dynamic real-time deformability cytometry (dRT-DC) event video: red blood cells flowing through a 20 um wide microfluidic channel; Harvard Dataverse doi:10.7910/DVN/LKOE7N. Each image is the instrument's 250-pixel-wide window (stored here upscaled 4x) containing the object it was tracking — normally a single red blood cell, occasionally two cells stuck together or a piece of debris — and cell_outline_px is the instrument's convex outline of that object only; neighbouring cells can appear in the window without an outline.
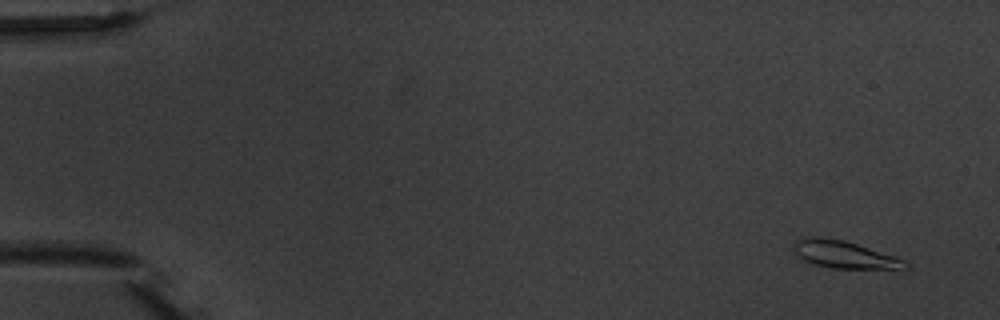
{"species": "common noctule bat (a hibernating species)", "species_latin": "Nyctalus noctula", "temperature_condition": "warm", "stored_images_in_passage": 4, "camera_frame_rate_fps": 3000, "um_per_image_px": 0.085, "animal": {"sex": "male", "body_mass_g": 20.1, "forearm_length_mm": 53.5}, "frame": {"image": 1, "passage_image": 1, "time_ms": 0.0, "image_size_px": [1000, 320], "cell_outline_px": [[912, 268], [832, 268], [816, 264], [804, 260], [792, 252], [792, 244], [796, 240], [804, 236], [824, 236], [844, 240], [904, 260], [912, 264]], "centroid_in_image_um": [71.68, 21.61], "position_along_channel_um": 13.3, "area_um2": 17.8}}